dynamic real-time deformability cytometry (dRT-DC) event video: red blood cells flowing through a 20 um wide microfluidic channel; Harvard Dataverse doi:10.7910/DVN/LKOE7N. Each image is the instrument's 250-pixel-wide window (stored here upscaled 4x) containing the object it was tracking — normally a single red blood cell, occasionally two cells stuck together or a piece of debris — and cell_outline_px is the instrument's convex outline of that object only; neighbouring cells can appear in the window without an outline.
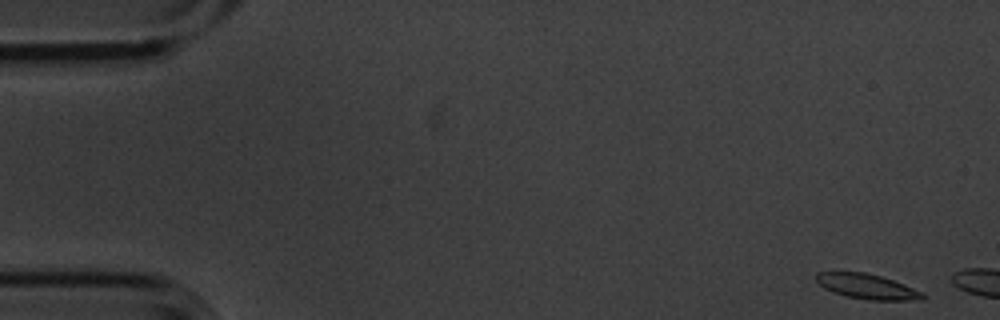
{"species": "common noctule bat (a hibernating species)", "species_latin": "Nyctalus noctula", "temperature_condition": "cold", "stored_images_in_passage": 3, "camera_frame_rate_fps": 3000, "um_per_image_px": 0.085, "animal": {"sex": "male", "body_mass_g": 20.1, "forearm_length_mm": 53.5}, "frame": {"image": 1, "passage_image": 1, "time_ms": 0.0, "image_size_px": [1000, 320], "cell_outline_px": [[928, 296], [924, 300], [868, 300], [848, 296], [832, 292], [824, 288], [816, 280], [816, 272], [864, 272], [880, 276], [892, 280], [924, 292]], "centroid_in_image_um": [73.75, 24.36], "position_along_channel_um": 11.3, "area_um2": 15.49}}